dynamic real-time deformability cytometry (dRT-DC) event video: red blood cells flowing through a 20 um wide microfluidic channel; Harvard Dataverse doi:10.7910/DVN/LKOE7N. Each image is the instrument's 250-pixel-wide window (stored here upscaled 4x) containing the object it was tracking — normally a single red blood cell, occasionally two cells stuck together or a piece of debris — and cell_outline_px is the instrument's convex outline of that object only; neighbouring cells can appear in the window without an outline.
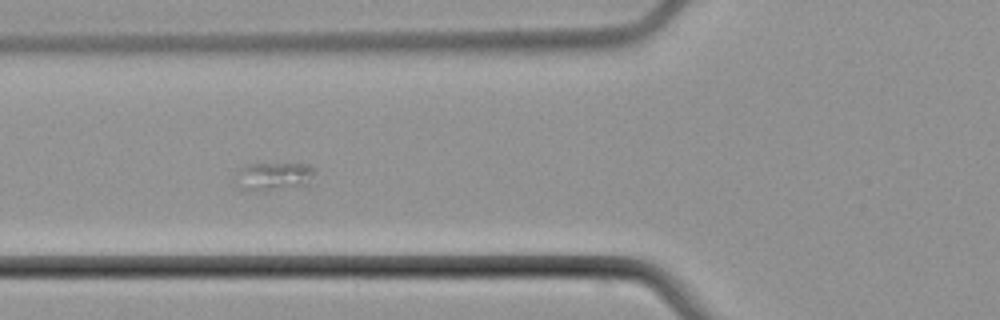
{"species": "common noctule bat (a hibernating species)", "species_latin": "Nyctalus noctula", "temperature_condition": "cold", "stored_images_in_passage": 9, "camera_frame_rate_fps": 3000, "um_per_image_px": 0.085, "animal": {"sex": "male", "body_mass_g": 21.5, "forearm_length_mm": 52.0}, "frame": {"image": 1, "passage_image": 6, "time_ms": 7.667, "image_size_px": [1000, 320], "cell_outline_px": [[316, 168], [308, 184], [264, 192], [244, 192], [236, 184], [236, 172], [240, 168], [248, 164], [308, 164]], "centroid_in_image_um": [23.2, 15.02], "position_along_channel_um": 102.6, "area_um2": 13.35}}
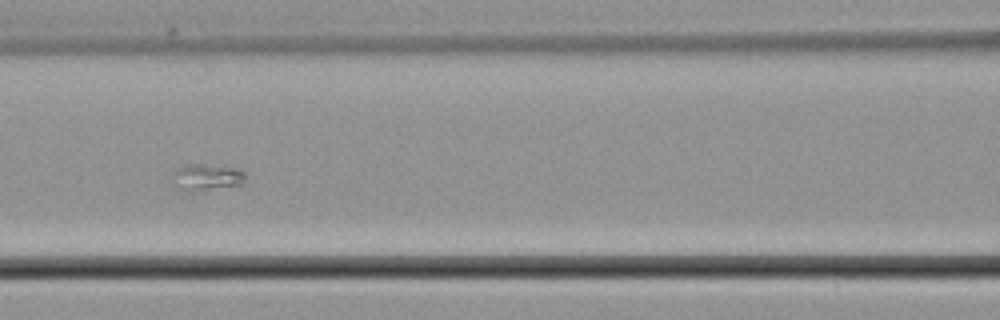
{"frame": {"image": 2, "passage_image": 7, "time_ms": 9.0, "image_size_px": [1000, 320], "cell_outline_px": [[244, 184], [240, 188], [200, 192], [184, 192], [176, 188], [172, 184], [176, 172], [180, 168], [192, 164], [200, 164], [240, 168], [244, 172]], "centroid_in_image_um": [17.67, 15.15], "position_along_channel_um": 148.9, "area_um2": 12.02}}
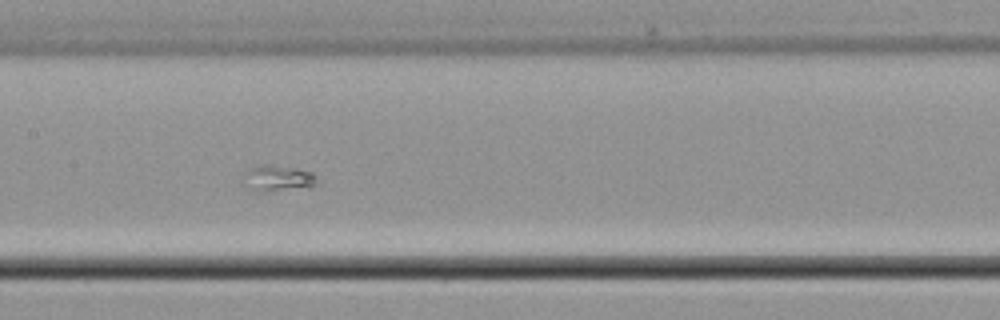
{"frame": {"image": 3, "passage_image": 8, "time_ms": 10.0, "image_size_px": [1000, 320], "cell_outline_px": [[320, 184], [312, 188], [260, 188], [244, 184], [248, 172], [252, 168], [264, 164], [268, 164], [292, 168], [312, 172], [320, 180]], "centroid_in_image_um": [23.85, 15.1], "position_along_channel_um": 183.6, "area_um2": 10.17}}